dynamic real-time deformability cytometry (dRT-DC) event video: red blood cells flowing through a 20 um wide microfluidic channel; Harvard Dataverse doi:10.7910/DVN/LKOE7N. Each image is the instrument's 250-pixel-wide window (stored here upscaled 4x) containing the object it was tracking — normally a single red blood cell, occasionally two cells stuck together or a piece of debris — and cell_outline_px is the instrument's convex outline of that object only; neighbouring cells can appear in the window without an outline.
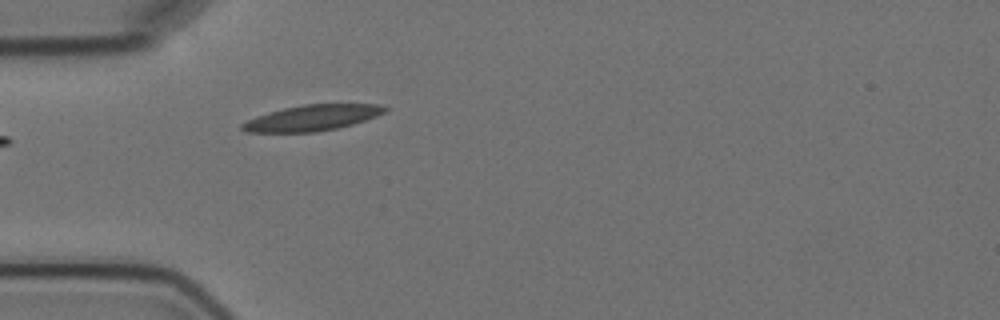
{"species": "Egyptian fruit bat (a non-hibernating species)", "species_latin": "Rousettus aegyptiacus", "temperature_condition": "cold", "stored_images_in_passage": 4, "camera_frame_rate_fps": 3000, "um_per_image_px": 0.085, "animal": {"sex": "female"}, "frame": {"image": 1, "passage_image": 4, "time_ms": 4.667, "image_size_px": [1000, 320], "cell_outline_px": [[388, 108], [384, 112], [376, 116], [352, 124], [336, 128], [316, 132], [248, 132], [240, 128], [240, 124], [256, 116], [268, 112], [284, 108], [304, 104], [380, 104]], "centroid_in_image_um": [26.51, 10.01], "position_along_channel_um": 58.5, "area_um2": 21.27}}